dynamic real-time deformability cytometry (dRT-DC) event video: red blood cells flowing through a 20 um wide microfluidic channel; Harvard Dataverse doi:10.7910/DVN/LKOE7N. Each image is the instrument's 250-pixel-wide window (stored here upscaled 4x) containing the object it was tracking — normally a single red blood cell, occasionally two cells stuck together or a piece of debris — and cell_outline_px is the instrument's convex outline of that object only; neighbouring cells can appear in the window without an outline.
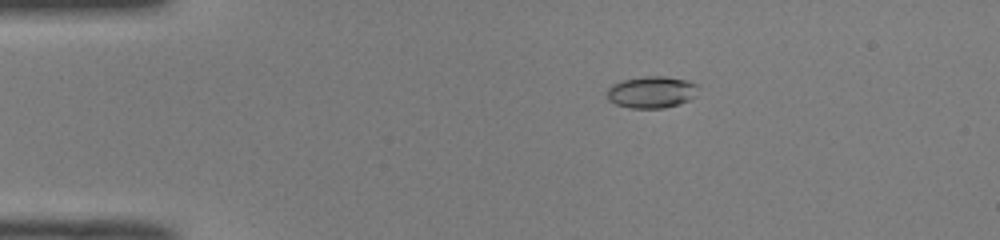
{"species": "common noctule bat (a hibernating species)", "species_latin": "Nyctalus noctula", "temperature_condition": "room temperature", "stored_images_in_passage": 50, "camera_frame_rate_fps": 3000, "um_per_image_px": 0.085, "animal": {"sex": "male", "body_mass_g": 19.0, "forearm_length_mm": 50.8}, "frame": {"image": 1, "passage_image": 9, "time_ms": 2.667, "image_size_px": [1000, 240], "cell_outline_px": [[696, 96], [688, 100], [664, 108], [632, 108], [616, 104], [608, 100], [608, 88], [612, 84], [620, 80], [644, 76], [664, 76], [688, 80], [696, 84]], "centroid_in_image_um": [55.36, 7.81], "position_along_channel_um": 29.6, "area_um2": 16.82}}
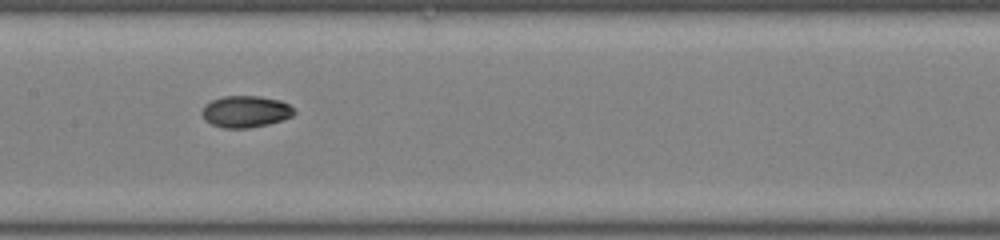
{"frame": {"image": 2, "passage_image": 25, "time_ms": 8.0, "image_size_px": [1000, 240], "cell_outline_px": [[296, 112], [292, 116], [268, 124], [248, 128], [224, 128], [212, 124], [204, 120], [200, 112], [204, 104], [212, 100], [224, 96], [260, 96], [280, 100], [288, 104]], "centroid_in_image_um": [20.83, 9.48], "position_along_channel_um": 186.6, "area_um2": 17.05}}
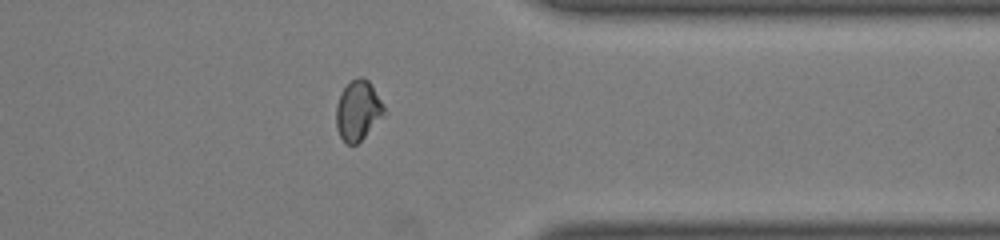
{"frame": {"image": 3, "passage_image": 40, "time_ms": 13.0, "image_size_px": [1000, 240], "cell_outline_px": [[388, 112], [356, 144], [348, 144], [340, 136], [336, 128], [336, 104], [340, 92], [352, 80], [360, 76], [364, 76], [368, 80], [384, 104]], "centroid_in_image_um": [30.44, 9.37], "position_along_channel_um": 381.0, "area_um2": 16.82}, "authors_computed_cell_mechanics": {"area_um2": 16.7331, "velocity_mm_per_s": 4.0383, "shape_relaxation_time_tau1_ms": 7.1637, "shape_relaxation_time_tau2_ms": 4.0363, "deformation_change_tau1": 0.1792, "deformation_change_tau2": 0.0573}}